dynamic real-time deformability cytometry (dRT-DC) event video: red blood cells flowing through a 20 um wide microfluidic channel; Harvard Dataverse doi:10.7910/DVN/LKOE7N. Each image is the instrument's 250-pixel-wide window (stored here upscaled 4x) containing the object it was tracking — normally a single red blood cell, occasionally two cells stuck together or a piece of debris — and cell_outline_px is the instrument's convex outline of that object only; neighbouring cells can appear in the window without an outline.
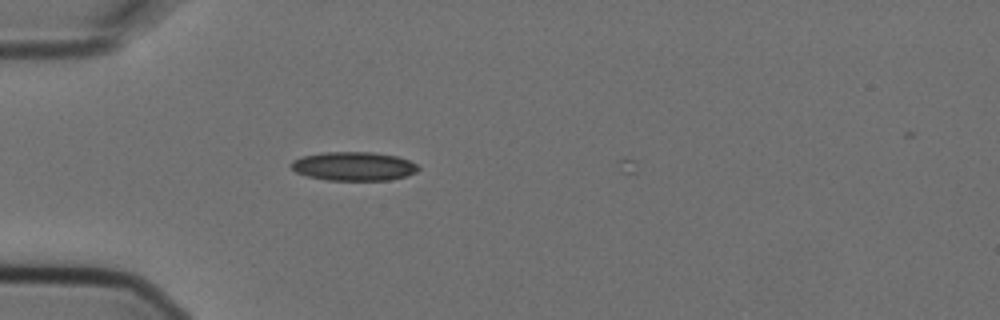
{"species": "Egyptian fruit bat (a non-hibernating species)", "species_latin": "Rousettus aegyptiacus", "temperature_condition": "cold", "stored_images_in_passage": 1, "camera_frame_rate_fps": 3000, "um_per_image_px": 0.085, "animal": {"sex": "female"}, "frame": {"image": 1, "passage_image": 1, "time_ms": 0.0, "image_size_px": [1000, 320], "cell_outline_px": [[420, 168], [416, 172], [408, 176], [388, 180], [328, 180], [308, 176], [296, 172], [288, 164], [292, 160], [304, 156], [324, 152], [372, 152], [396, 156], [408, 160], [416, 164]], "centroid_in_image_um": [30.06, 14.13], "position_along_channel_um": 54.9, "area_um2": 21.33}}